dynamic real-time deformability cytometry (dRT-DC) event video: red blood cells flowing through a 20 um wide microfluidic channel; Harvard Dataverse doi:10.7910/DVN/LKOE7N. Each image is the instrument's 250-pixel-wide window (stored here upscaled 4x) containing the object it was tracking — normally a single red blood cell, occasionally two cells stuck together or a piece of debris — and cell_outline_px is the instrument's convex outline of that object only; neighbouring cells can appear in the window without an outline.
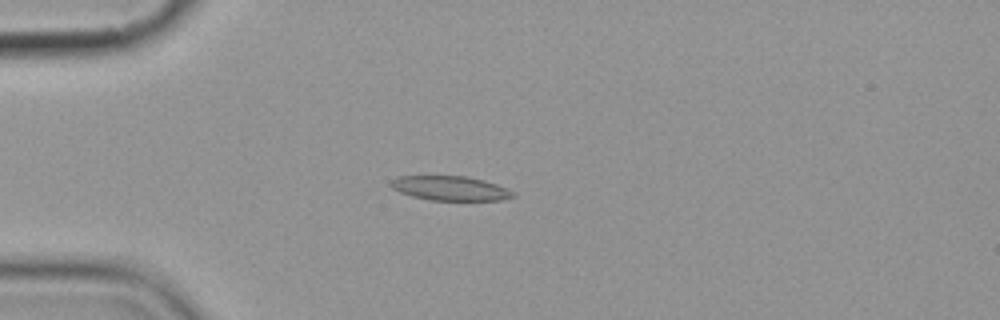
{"species": "common noctule bat (a hibernating species)", "species_latin": "Nyctalus noctula", "temperature_condition": "cold", "stored_images_in_passage": 6, "camera_frame_rate_fps": 3000, "um_per_image_px": 0.085, "animal": {"sex": "female", "body_mass_g": 19.9}, "frame": {"image": 1, "passage_image": 4, "time_ms": 3.333, "image_size_px": [1000, 320], "cell_outline_px": [[516, 196], [504, 200], [428, 200], [412, 196], [400, 192], [392, 188], [388, 184], [396, 176], [468, 176], [484, 180], [496, 184], [512, 192]], "centroid_in_image_um": [38.23, 16.0], "position_along_channel_um": 46.8, "area_um2": 17.4}}
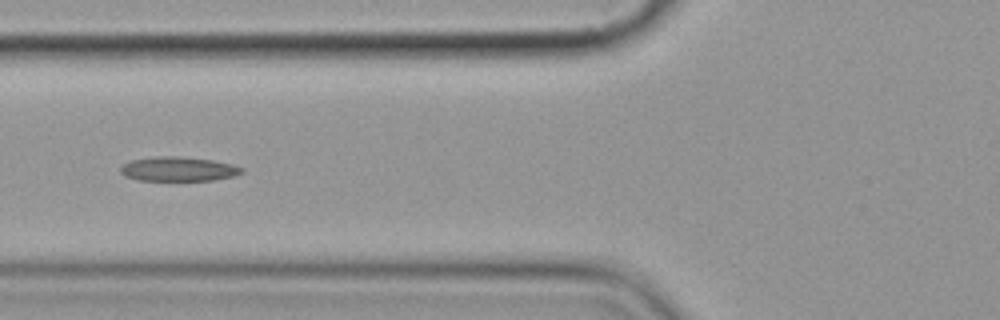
{"frame": {"image": 2, "passage_image": 6, "time_ms": 5.667, "image_size_px": [1000, 320], "cell_outline_px": [[244, 172], [236, 176], [212, 180], [136, 180], [124, 176], [120, 172], [120, 168], [124, 164], [132, 160], [156, 156], [180, 156], [212, 160], [232, 164], [244, 168]], "centroid_in_image_um": [15.18, 14.36], "position_along_channel_um": 110.6, "area_um2": 17.28}}